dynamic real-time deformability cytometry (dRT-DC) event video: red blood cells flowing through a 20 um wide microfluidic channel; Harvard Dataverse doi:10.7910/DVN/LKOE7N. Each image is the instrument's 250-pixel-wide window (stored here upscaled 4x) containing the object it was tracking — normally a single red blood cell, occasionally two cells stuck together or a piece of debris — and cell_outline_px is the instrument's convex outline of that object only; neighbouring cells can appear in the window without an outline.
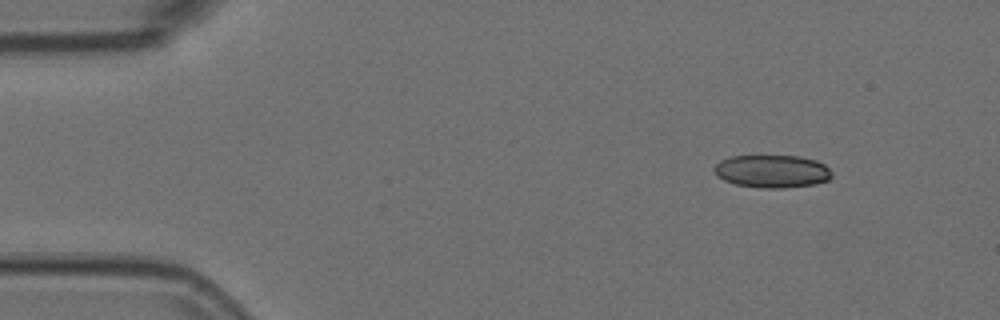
{"species": "Egyptian fruit bat (a non-hibernating species)", "species_latin": "Rousettus aegyptiacus", "temperature_condition": "room temperature", "stored_images_in_passage": 5, "camera_frame_rate_fps": 3000, "um_per_image_px": 0.085, "animal": {"sex": "female"}, "frame": {"image": 1, "passage_image": 2, "time_ms": 0.333, "image_size_px": [1000, 320], "cell_outline_px": [[832, 176], [828, 180], [812, 184], [784, 188], [764, 188], [736, 184], [724, 180], [716, 176], [712, 168], [720, 160], [732, 156], [796, 156], [816, 160], [824, 164], [832, 172]], "centroid_in_image_um": [65.6, 14.55], "position_along_channel_um": 19.4, "area_um2": 22.43}}
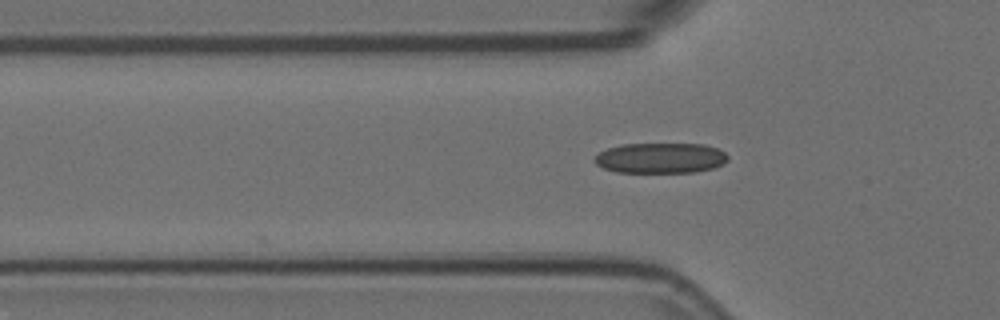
{"frame": {"image": 2, "passage_image": 5, "time_ms": 1.333, "image_size_px": [1000, 320], "cell_outline_px": [[728, 160], [712, 168], [696, 172], [616, 172], [604, 168], [596, 164], [592, 160], [600, 152], [608, 148], [620, 144], [704, 144], [716, 148], [724, 152], [728, 156]], "centroid_in_image_um": [56.12, 13.43], "position_along_channel_um": 69.7, "area_um2": 23.52}}